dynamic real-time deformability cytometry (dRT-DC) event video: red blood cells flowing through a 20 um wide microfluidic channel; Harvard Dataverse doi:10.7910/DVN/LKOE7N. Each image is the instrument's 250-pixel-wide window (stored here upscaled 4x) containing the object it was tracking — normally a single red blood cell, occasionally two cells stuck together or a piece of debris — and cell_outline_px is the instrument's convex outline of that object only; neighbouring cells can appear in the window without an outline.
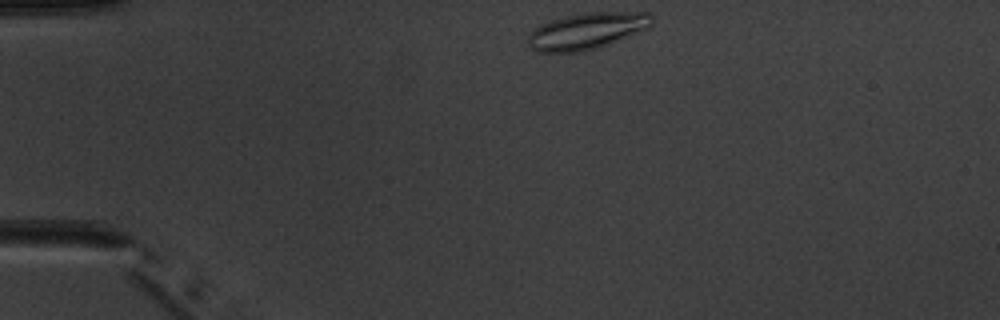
{"species": "common noctule bat (a hibernating species)", "species_latin": "Nyctalus noctula", "temperature_condition": "warm", "stored_images_in_passage": 4, "camera_frame_rate_fps": 3000, "um_per_image_px": 0.085, "animal": {"sex": "male", "body_mass_g": 20.1, "forearm_length_mm": 53.5}, "frame": {"image": 1, "passage_image": 1, "time_ms": 0.0, "image_size_px": [1000, 320], "cell_outline_px": [[652, 24], [648, 28], [604, 44], [580, 52], [536, 52], [528, 48], [528, 36], [540, 24], [564, 16], [588, 12], [648, 12], [652, 16]], "centroid_in_image_um": [49.83, 2.62], "position_along_channel_um": 35.2, "area_um2": 25.84}}
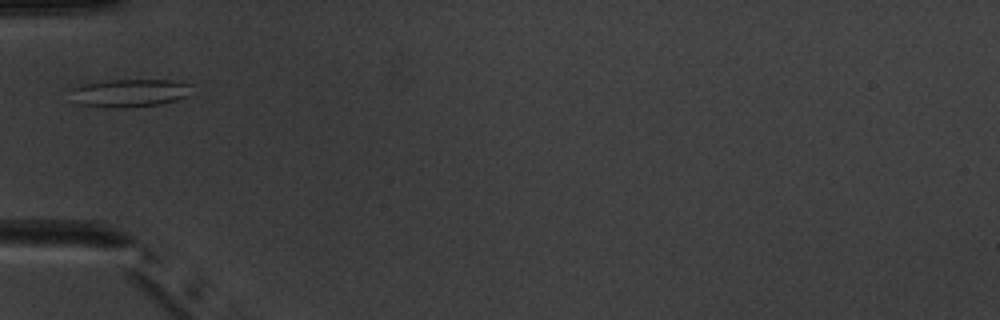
{"frame": {"image": 2, "passage_image": 3, "time_ms": 2.333, "image_size_px": [1000, 320], "cell_outline_px": [[192, 84], [188, 96], [176, 100], [160, 104], [128, 108], [104, 108], [80, 104], [72, 88], [80, 84], [104, 80], [172, 80]], "centroid_in_image_um": [11.08, 7.9], "position_along_channel_um": 73.9, "area_um2": 19.71}}
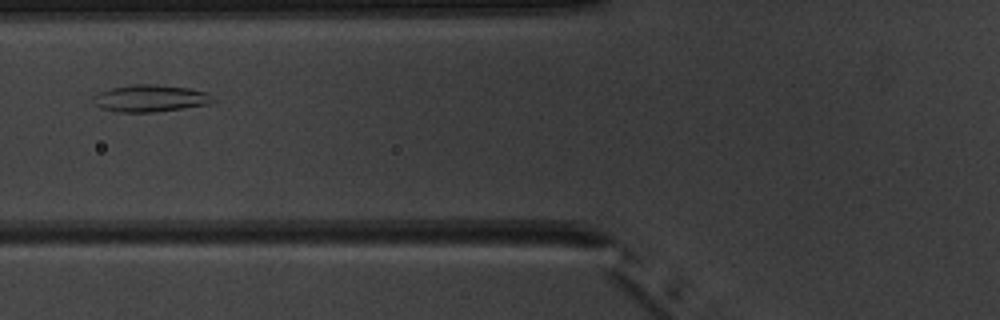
{"frame": {"image": 3, "passage_image": 4, "time_ms": 3.333, "image_size_px": [1000, 320], "cell_outline_px": [[216, 100], [208, 104], [156, 112], [120, 112], [104, 108], [96, 104], [92, 100], [92, 96], [100, 92], [112, 88], [132, 84], [156, 84], [188, 88], [208, 92]], "centroid_in_image_um": [12.8, 8.35], "position_along_channel_um": 113.0, "area_um2": 18.73}}